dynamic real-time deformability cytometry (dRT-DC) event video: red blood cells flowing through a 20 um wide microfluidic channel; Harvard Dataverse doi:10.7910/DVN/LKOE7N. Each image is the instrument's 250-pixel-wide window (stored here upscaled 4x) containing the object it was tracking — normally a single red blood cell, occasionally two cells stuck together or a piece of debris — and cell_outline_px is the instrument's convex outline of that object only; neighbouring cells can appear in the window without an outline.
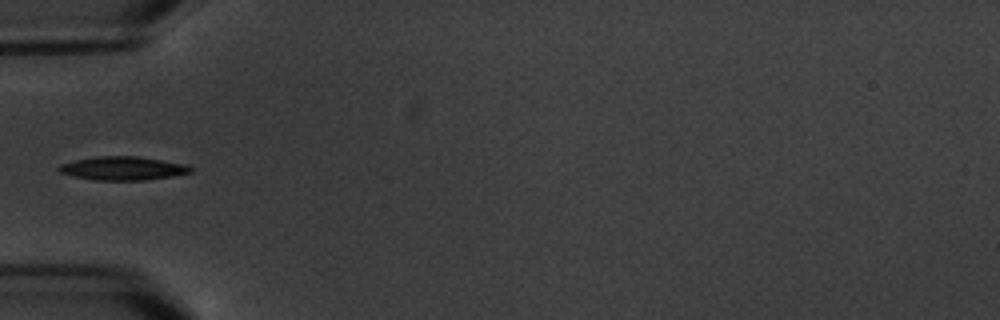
{"species": "common noctule bat (a hibernating species)", "species_latin": "Nyctalus noctula", "temperature_condition": "warm", "stored_images_in_passage": 5, "camera_frame_rate_fps": 3000, "um_per_image_px": 0.085, "animal": {"sex": "male", "body_mass_g": 20.1, "forearm_length_mm": 53.5}, "frame": {"image": 1, "passage_image": 5, "time_ms": 6.333, "image_size_px": [1000, 320], "cell_outline_px": [[192, 172], [172, 176], [144, 180], [96, 180], [76, 176], [60, 172], [56, 168], [60, 164], [76, 160], [96, 156], [136, 156], [184, 164], [192, 168]], "centroid_in_image_um": [10.43, 14.3], "position_along_channel_um": 74.6, "area_um2": 17.8}}